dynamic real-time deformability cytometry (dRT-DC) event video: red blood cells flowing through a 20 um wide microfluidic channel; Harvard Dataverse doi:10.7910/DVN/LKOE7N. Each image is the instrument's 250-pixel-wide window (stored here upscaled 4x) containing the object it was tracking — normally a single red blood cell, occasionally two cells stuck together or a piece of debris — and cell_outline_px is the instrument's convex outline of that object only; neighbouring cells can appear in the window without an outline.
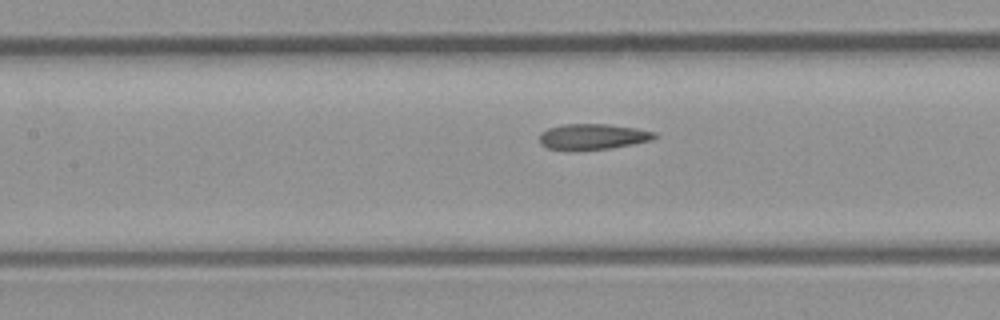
{"species": "common noctule bat (a hibernating species)", "species_latin": "Nyctalus noctula", "temperature_condition": "room temperature", "stored_images_in_passage": 17, "camera_frame_rate_fps": 3000, "um_per_image_px": 0.085, "animal": {"sex": "male", "body_mass_g": 23.1, "forearm_length_mm": 52.7}, "frame": {"image": 1, "passage_image": 15, "time_ms": 4.667, "image_size_px": [1000, 320], "cell_outline_px": [[656, 136], [652, 140], [632, 144], [608, 148], [576, 152], [568, 152], [548, 148], [540, 144], [540, 132], [548, 128], [564, 124], [608, 124], [636, 128], [656, 132]], "centroid_in_image_um": [50.32, 11.64], "position_along_channel_um": 157.1, "area_um2": 17.63}}